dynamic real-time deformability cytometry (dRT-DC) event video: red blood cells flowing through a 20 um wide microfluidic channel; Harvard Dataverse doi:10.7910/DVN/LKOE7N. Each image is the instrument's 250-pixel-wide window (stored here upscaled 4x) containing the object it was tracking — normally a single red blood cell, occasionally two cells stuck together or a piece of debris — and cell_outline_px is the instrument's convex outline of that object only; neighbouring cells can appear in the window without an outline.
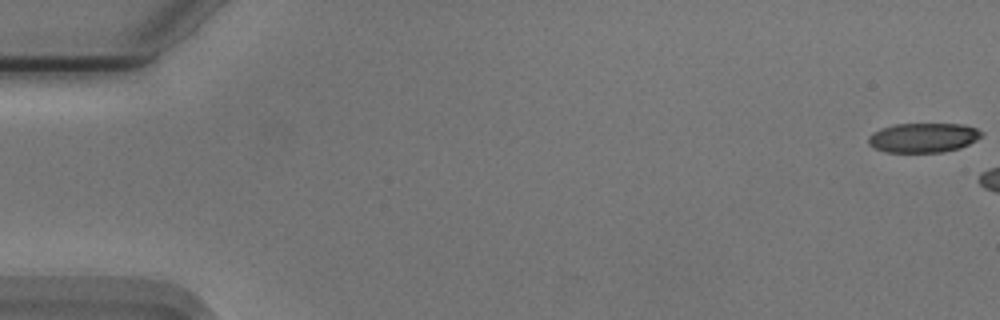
{"species": "Egyptian fruit bat (a non-hibernating species)", "species_latin": "Rousettus aegyptiacus", "temperature_condition": "cold", "stored_images_in_passage": 7, "camera_frame_rate_fps": 3000, "um_per_image_px": 0.085, "animal": {"sex": "male"}, "frame": {"image": 1, "passage_image": 1, "time_ms": 0.0, "image_size_px": [1000, 320], "cell_outline_px": [[984, 132], [976, 140], [960, 148], [944, 152], [884, 152], [868, 144], [868, 136], [872, 132], [880, 128], [896, 124], [964, 124], [976, 128]], "centroid_in_image_um": [78.46, 11.7], "position_along_channel_um": 6.5, "area_um2": 19.54}}